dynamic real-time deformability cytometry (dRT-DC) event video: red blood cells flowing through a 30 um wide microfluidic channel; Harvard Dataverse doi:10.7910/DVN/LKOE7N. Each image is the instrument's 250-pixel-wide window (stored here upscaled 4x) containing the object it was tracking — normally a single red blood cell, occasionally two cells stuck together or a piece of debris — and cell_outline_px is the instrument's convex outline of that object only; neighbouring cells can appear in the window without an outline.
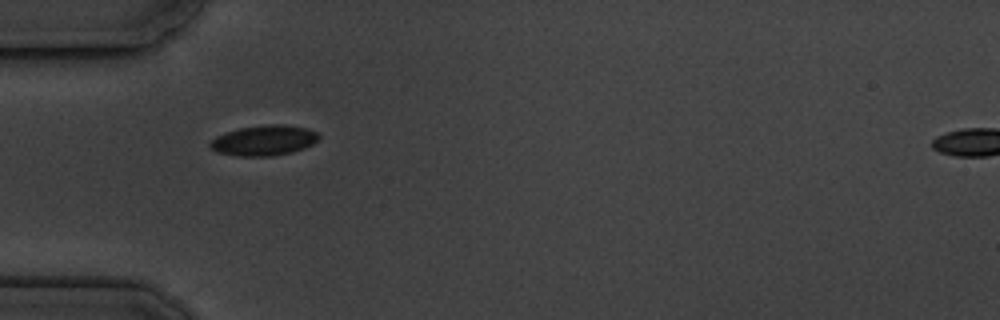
{"species": "common noctule bat (a hibernating species)", "species_latin": "Nyctalus noctula", "temperature_condition": "cold", "stored_images_in_passage": 6, "camera_frame_rate_fps": 3000, "um_per_image_px": 0.085, "animal": {"sex": "male", "body_mass_g": 19.5, "forearm_length_mm": 54.6}, "frame": {"image": 1, "passage_image": 1, "time_ms": 0.0, "image_size_px": [1000, 320], "cell_outline_px": [[320, 136], [312, 144], [304, 148], [292, 152], [272, 156], [236, 156], [216, 152], [208, 144], [216, 136], [224, 132], [240, 128], [268, 124], [284, 124], [308, 128], [316, 132]], "centroid_in_image_um": [22.42, 11.93], "position_along_channel_um": 62.6, "area_um2": 19.25}}
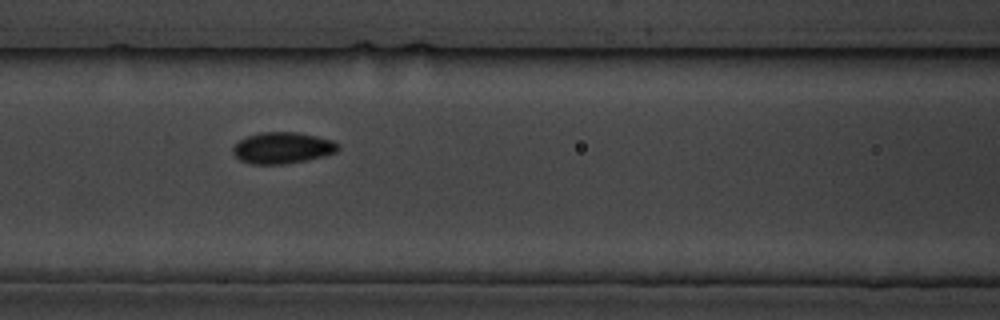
{"frame": {"image": 2, "passage_image": 3, "time_ms": 2.333, "image_size_px": [1000, 320], "cell_outline_px": [[340, 148], [336, 152], [324, 156], [284, 164], [252, 164], [240, 160], [232, 152], [232, 148], [240, 140], [248, 136], [260, 132], [296, 132], [316, 136], [332, 140], [340, 144]], "centroid_in_image_um": [24.02, 12.57], "position_along_channel_um": 142.6, "area_um2": 19.13}}
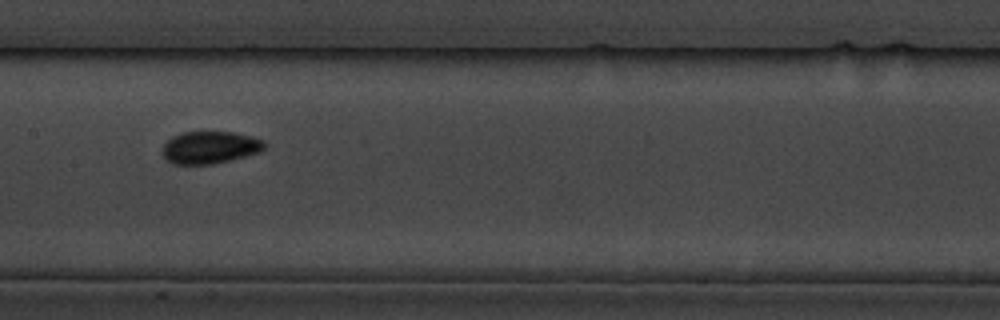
{"frame": {"image": 3, "passage_image": 4, "time_ms": 3.667, "image_size_px": [1000, 320], "cell_outline_px": [[264, 148], [260, 152], [212, 164], [172, 164], [160, 152], [164, 144], [172, 136], [180, 132], [232, 132], [252, 136], [264, 140]], "centroid_in_image_um": [17.81, 12.52], "position_along_channel_um": 189.6, "area_um2": 19.19}}